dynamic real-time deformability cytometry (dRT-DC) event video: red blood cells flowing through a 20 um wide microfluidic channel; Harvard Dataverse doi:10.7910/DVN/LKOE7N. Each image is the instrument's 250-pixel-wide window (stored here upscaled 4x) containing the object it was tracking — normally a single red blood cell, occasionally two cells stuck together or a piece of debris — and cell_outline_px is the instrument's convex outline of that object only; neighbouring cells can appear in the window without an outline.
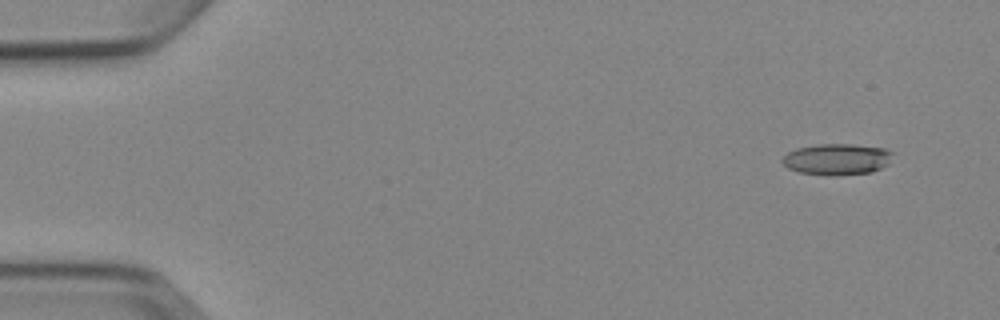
{"species": "Egyptian fruit bat (a non-hibernating species)", "species_latin": "Rousettus aegyptiacus", "temperature_condition": "cold", "stored_images_in_passage": 5, "camera_frame_rate_fps": 3000, "um_per_image_px": 0.085, "animal": {"sex": "female"}, "frame": {"image": 1, "passage_image": 1, "time_ms": 0.0, "image_size_px": [1000, 320], "cell_outline_px": [[892, 152], [888, 164], [872, 172], [832, 176], [828, 176], [800, 172], [788, 168], [780, 160], [788, 152], [796, 148], [816, 144], [852, 144], [884, 148]], "centroid_in_image_um": [71.11, 13.53], "position_along_channel_um": 13.9, "area_um2": 20.11}}
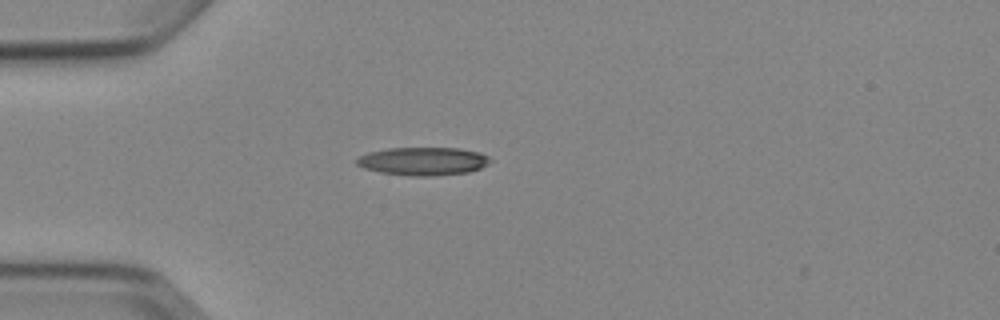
{"frame": {"image": 2, "passage_image": 4, "time_ms": 3.667, "image_size_px": [1000, 320], "cell_outline_px": [[492, 160], [488, 164], [480, 168], [468, 172], [432, 176], [408, 176], [380, 172], [364, 168], [356, 164], [356, 160], [360, 156], [368, 152], [388, 148], [460, 148], [480, 152], [488, 156]], "centroid_in_image_um": [35.98, 13.7], "position_along_channel_um": 49.0, "area_um2": 21.96}}